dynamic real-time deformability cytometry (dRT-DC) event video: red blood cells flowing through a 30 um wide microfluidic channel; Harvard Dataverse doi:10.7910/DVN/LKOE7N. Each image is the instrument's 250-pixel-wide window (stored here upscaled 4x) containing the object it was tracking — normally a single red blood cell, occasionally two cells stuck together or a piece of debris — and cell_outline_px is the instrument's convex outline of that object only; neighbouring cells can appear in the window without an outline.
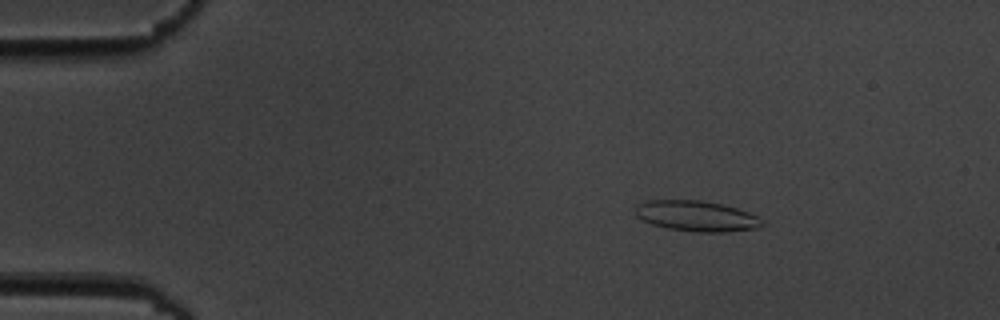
{"species": "common noctule bat (a hibernating species)", "species_latin": "Nyctalus noctula", "temperature_condition": "cold", "stored_images_in_passage": 8, "camera_frame_rate_fps": 3000, "um_per_image_px": 0.085, "animal": {"sex": "male", "body_mass_g": 19.5, "forearm_length_mm": 54.6}, "frame": {"image": 1, "passage_image": 3, "time_ms": 2.333, "image_size_px": [1000, 320], "cell_outline_px": [[764, 224], [756, 228], [728, 232], [696, 232], [668, 228], [652, 224], [636, 216], [636, 204], [648, 200], [700, 200], [720, 204], [736, 208], [748, 212], [764, 220]], "centroid_in_image_um": [59.2, 18.36], "position_along_channel_um": 25.8, "area_um2": 22.48}}
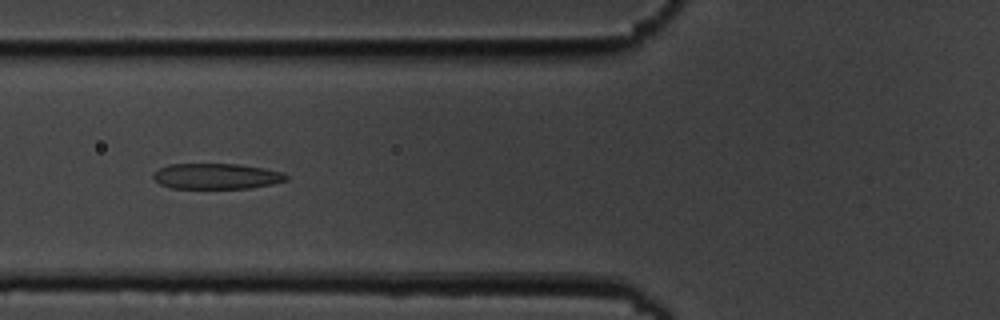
{"frame": {"image": 2, "passage_image": 7, "time_ms": 6.667, "image_size_px": [1000, 320], "cell_outline_px": [[288, 180], [272, 184], [252, 188], [172, 188], [160, 184], [152, 176], [152, 172], [168, 164], [240, 164], [264, 168], [284, 172], [288, 176]], "centroid_in_image_um": [18.42, 14.97], "position_along_channel_um": 107.4, "area_um2": 20.0}}
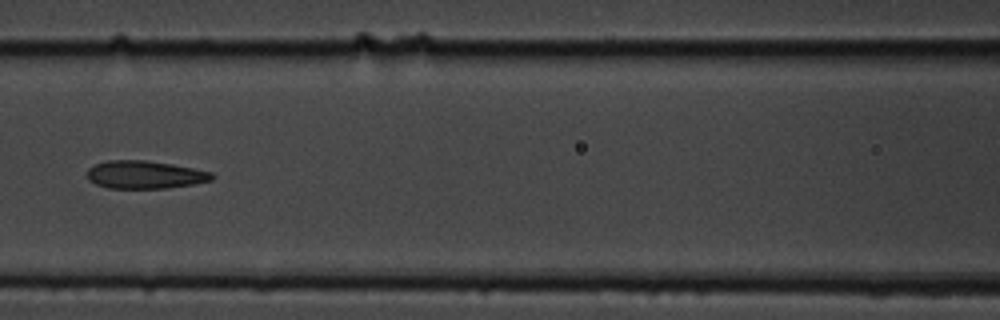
{"frame": {"image": 3, "passage_image": 8, "time_ms": 8.0, "image_size_px": [1000, 320], "cell_outline_px": [[216, 176], [212, 180], [192, 184], [168, 188], [108, 188], [96, 184], [88, 180], [88, 168], [96, 164], [108, 160], [144, 160], [172, 164], [212, 172]], "centroid_in_image_um": [12.32, 14.85], "position_along_channel_um": 154.3, "area_um2": 20.23}}